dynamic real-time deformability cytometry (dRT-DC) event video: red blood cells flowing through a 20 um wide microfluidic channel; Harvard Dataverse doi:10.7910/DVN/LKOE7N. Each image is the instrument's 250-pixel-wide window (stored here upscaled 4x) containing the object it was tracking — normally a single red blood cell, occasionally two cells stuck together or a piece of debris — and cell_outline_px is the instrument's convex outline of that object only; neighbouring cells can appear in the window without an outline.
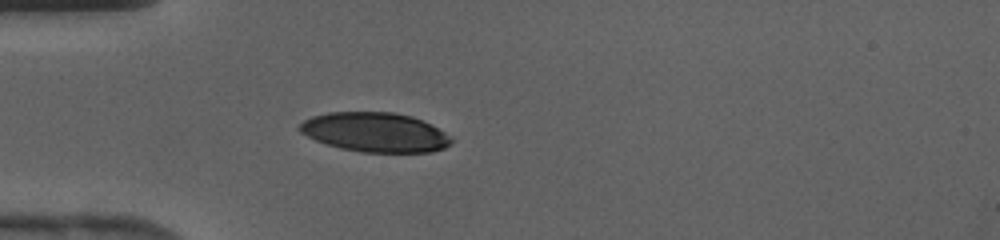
{"species": "human", "species_latin": "Homo sapiens", "temperature_condition": "cold", "stored_images_in_passage": 31, "camera_frame_rate_fps": 3000, "um_per_image_px": 0.085, "donor": {"sex": "female"}, "frame": {"image": 1, "passage_image": 1, "time_ms": 0.0, "image_size_px": [1000, 240], "cell_outline_px": [[452, 144], [444, 148], [432, 152], [364, 152], [340, 148], [316, 140], [300, 132], [296, 128], [304, 120], [312, 116], [328, 112], [392, 112], [412, 116], [452, 136]], "centroid_in_image_um": [31.88, 11.24], "position_along_channel_um": 53.1, "area_um2": 34.74}}
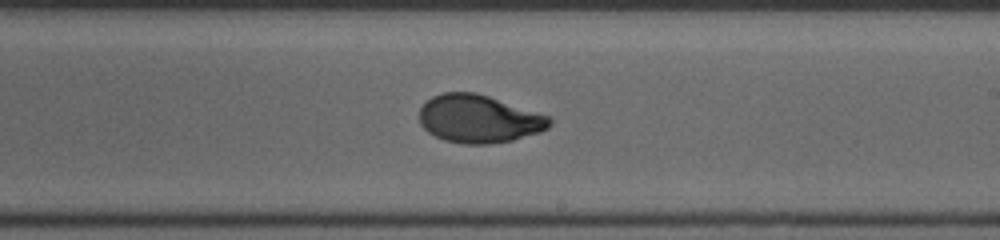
{"frame": {"image": 2, "passage_image": 14, "time_ms": 4.333, "image_size_px": [1000, 240], "cell_outline_px": [[552, 124], [548, 128], [540, 132], [512, 140], [492, 144], [464, 144], [444, 140], [428, 132], [420, 124], [420, 108], [432, 96], [444, 92], [476, 92], [552, 116]], "centroid_in_image_um": [40.74, 10.1], "position_along_channel_um": 248.3, "area_um2": 36.59}}
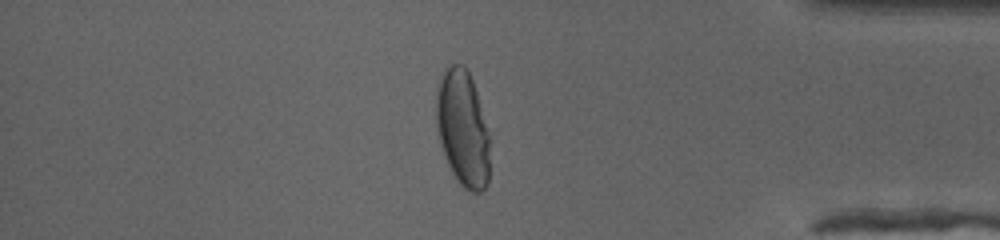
{"frame": {"image": 3, "passage_image": 25, "time_ms": 8.0, "image_size_px": [1000, 240], "cell_outline_px": [[488, 184], [480, 192], [472, 192], [464, 188], [460, 184], [452, 172], [448, 164], [440, 140], [436, 124], [436, 88], [440, 76], [444, 68], [452, 64], [464, 64], [472, 80], [476, 92], [488, 132]], "centroid_in_image_um": [39.3, 10.88], "position_along_channel_um": 395.9, "area_um2": 35.89}}